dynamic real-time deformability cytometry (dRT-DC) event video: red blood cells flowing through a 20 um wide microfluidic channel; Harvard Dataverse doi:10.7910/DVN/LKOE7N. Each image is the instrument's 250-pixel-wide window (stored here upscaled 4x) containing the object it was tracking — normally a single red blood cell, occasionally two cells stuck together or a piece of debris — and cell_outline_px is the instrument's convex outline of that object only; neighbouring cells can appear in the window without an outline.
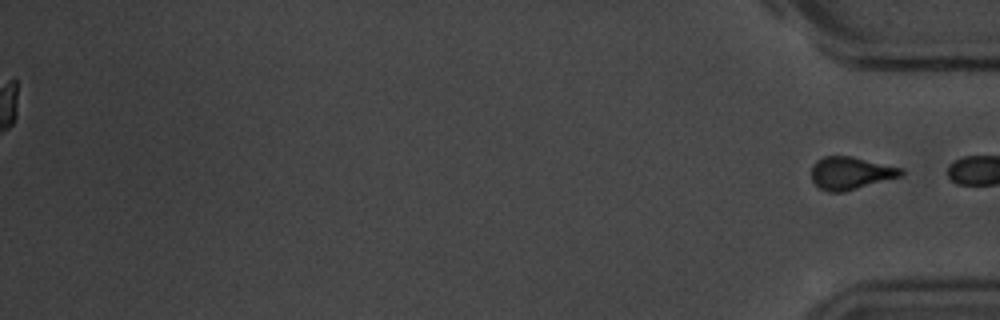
{"species": "common noctule bat (a hibernating species)", "species_latin": "Nyctalus noctula", "temperature_condition": "room temperature", "stored_images_in_passage": 40, "segment_of_instrument_passage": [2, 2], "camera_frame_rate_fps": 3000, "um_per_image_px": 0.085, "animal": {"sex": "male", "body_mass_g": 20.1, "forearm_length_mm": 53.5}, "frame": {"image": 1, "passage_image": 40, "time_ms": 13.0, "image_size_px": [1000, 320], "cell_outline_px": [[904, 172], [900, 176], [844, 192], [828, 192], [820, 188], [812, 180], [812, 164], [816, 160], [824, 156], [852, 156], [904, 168]], "centroid_in_image_um": [72.3, 14.7], "position_along_channel_um": 362.9, "area_um2": 17.05}}